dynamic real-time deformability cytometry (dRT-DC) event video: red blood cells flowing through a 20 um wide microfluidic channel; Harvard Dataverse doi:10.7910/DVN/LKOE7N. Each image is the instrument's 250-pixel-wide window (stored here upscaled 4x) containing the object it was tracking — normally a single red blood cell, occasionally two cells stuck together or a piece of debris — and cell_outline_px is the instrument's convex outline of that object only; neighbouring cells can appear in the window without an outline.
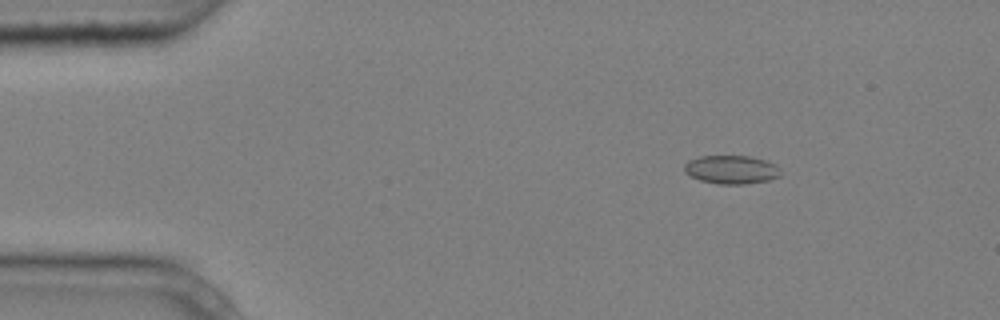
{"species": "common noctule bat (a hibernating species)", "species_latin": "Nyctalus noctula", "temperature_condition": "cold", "stored_images_in_passage": 3, "camera_frame_rate_fps": 3000, "um_per_image_px": 0.085, "animal": {"sex": "male", "body_mass_g": 20.4}, "frame": {"image": 1, "passage_image": 1, "time_ms": 0.0, "image_size_px": [1000, 320], "cell_outline_px": [[780, 176], [768, 180], [744, 184], [716, 184], [700, 180], [684, 172], [684, 164], [688, 160], [700, 156], [748, 156], [764, 160], [776, 164], [780, 168]], "centroid_in_image_um": [62.16, 14.41], "position_along_channel_um": 22.8, "area_um2": 16.01}}